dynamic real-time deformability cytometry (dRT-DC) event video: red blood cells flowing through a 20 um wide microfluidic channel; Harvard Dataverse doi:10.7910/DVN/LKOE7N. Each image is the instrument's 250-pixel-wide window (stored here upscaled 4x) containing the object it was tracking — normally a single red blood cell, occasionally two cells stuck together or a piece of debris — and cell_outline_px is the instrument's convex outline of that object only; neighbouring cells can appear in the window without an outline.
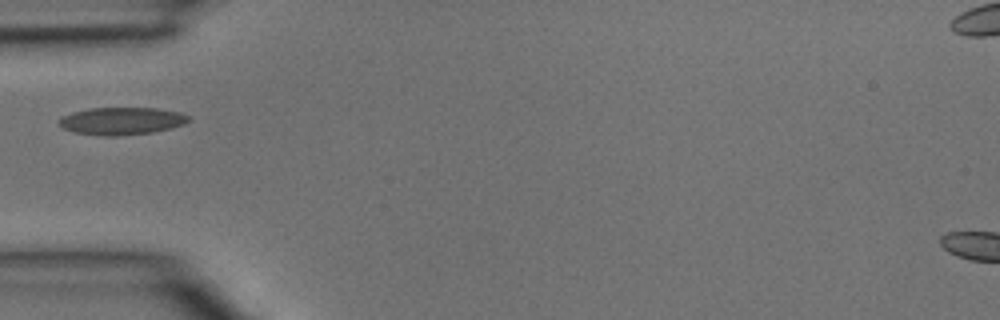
{"species": "common noctule bat (a hibernating species)", "species_latin": "Nyctalus noctula", "temperature_condition": "room temperature", "stored_images_in_passage": 2, "camera_frame_rate_fps": 3000, "um_per_image_px": 0.085, "animal": {"sex": "male", "body_mass_g": 15.6}, "frame": {"image": 1, "passage_image": 2, "time_ms": 0.333, "image_size_px": [1000, 320], "cell_outline_px": [[192, 120], [184, 124], [172, 128], [152, 132], [116, 136], [100, 136], [72, 132], [56, 124], [56, 120], [64, 116], [88, 108], [156, 108], [180, 112], [188, 116]], "centroid_in_image_um": [10.33, 10.29], "position_along_channel_um": 74.7, "area_um2": 20.87}}